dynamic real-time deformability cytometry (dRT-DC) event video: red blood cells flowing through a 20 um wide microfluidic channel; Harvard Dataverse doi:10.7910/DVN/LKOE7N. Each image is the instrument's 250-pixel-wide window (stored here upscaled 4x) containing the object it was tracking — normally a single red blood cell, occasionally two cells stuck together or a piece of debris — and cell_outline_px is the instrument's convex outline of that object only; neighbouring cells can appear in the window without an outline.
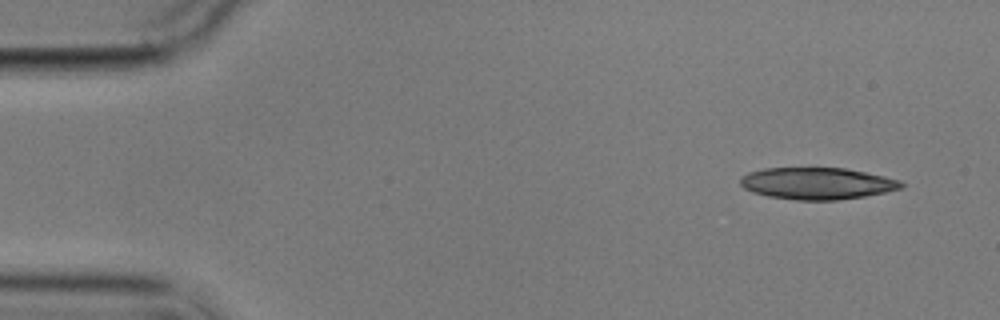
{"species": "common noctule bat (a hibernating species)", "species_latin": "Nyctalus noctula", "temperature_condition": "cold", "stored_images_in_passage": 5, "camera_frame_rate_fps": 3000, "um_per_image_px": 0.085, "animal": {"sex": "male", "body_mass_g": 17.9}, "frame": {"image": 1, "passage_image": 1, "time_ms": 0.0, "image_size_px": [1000, 320], "cell_outline_px": [[904, 188], [864, 196], [836, 200], [796, 200], [768, 196], [752, 192], [744, 188], [740, 184], [740, 176], [748, 172], [764, 168], [844, 168], [884, 176], [900, 180], [904, 184]], "centroid_in_image_um": [69.43, 15.59], "position_along_channel_um": 15.6, "area_um2": 29.82}}